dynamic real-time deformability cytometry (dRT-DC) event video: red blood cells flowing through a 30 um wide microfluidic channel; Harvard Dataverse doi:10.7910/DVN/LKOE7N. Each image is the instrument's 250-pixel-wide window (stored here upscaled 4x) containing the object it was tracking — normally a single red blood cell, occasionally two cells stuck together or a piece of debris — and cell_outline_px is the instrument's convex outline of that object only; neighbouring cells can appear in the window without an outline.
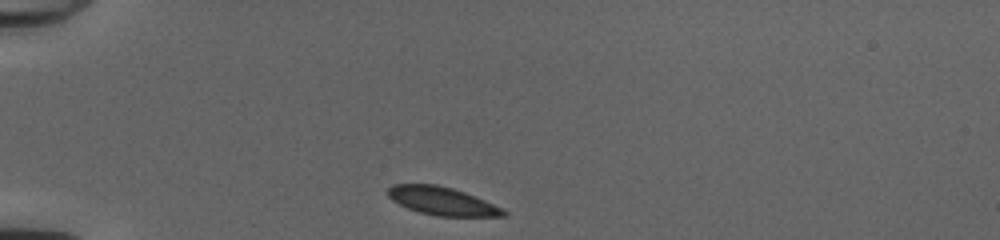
{"species": "common noctule bat (a hibernating species)", "species_latin": "Nyctalus noctula", "temperature_condition": "cold", "stored_images_in_passage": 33, "camera_frame_rate_fps": 3000, "um_per_image_px": 0.085, "animal": {"sex": "female", "body_mass_g": 20.0, "forearm_length_mm": 54.0}, "frame": {"image": 1, "passage_image": 1, "time_ms": 0.0, "image_size_px": [1000, 240], "cell_outline_px": [[508, 212], [504, 216], [436, 216], [420, 212], [408, 208], [392, 200], [388, 196], [388, 188], [392, 184], [436, 184], [452, 188], [464, 192], [504, 208]], "centroid_in_image_um": [37.59, 17.09], "position_along_channel_um": 47.4, "area_um2": 18.84}}
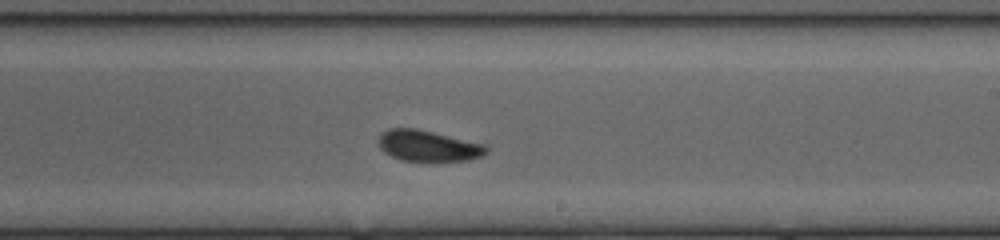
{"frame": {"image": 2, "passage_image": 19, "time_ms": 6.0, "image_size_px": [1000, 240], "cell_outline_px": [[488, 152], [484, 156], [468, 160], [400, 160], [392, 156], [380, 148], [376, 140], [388, 128], [416, 128], [484, 144], [488, 148]], "centroid_in_image_um": [36.39, 12.38], "position_along_channel_um": 252.6, "area_um2": 19.25}}
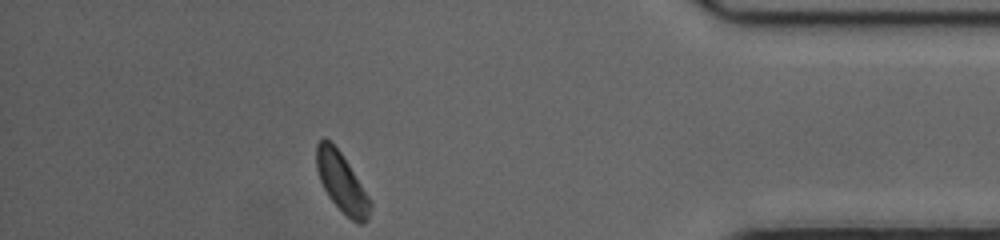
{"frame": {"image": 3, "passage_image": 33, "time_ms": 10.667, "image_size_px": [1000, 240], "cell_outline_px": [[372, 204], [368, 220], [364, 224], [360, 224], [352, 220], [328, 196], [320, 180], [316, 168], [316, 144], [324, 136], [340, 152], [372, 200]], "centroid_in_image_um": [29.06, 15.52], "position_along_channel_um": 406.1, "area_um2": 18.38}, "authors_computed_cell_mechanics": {"area_um2": 19.4208, "velocity_mm_per_s": 3.9972, "shape_relaxation_time_tau1_ms": 2.5208, "shape_relaxation_time_tau2_ms": null, "deformation_change_tau1": 0.0951, "deformation_change_tau2": null}}